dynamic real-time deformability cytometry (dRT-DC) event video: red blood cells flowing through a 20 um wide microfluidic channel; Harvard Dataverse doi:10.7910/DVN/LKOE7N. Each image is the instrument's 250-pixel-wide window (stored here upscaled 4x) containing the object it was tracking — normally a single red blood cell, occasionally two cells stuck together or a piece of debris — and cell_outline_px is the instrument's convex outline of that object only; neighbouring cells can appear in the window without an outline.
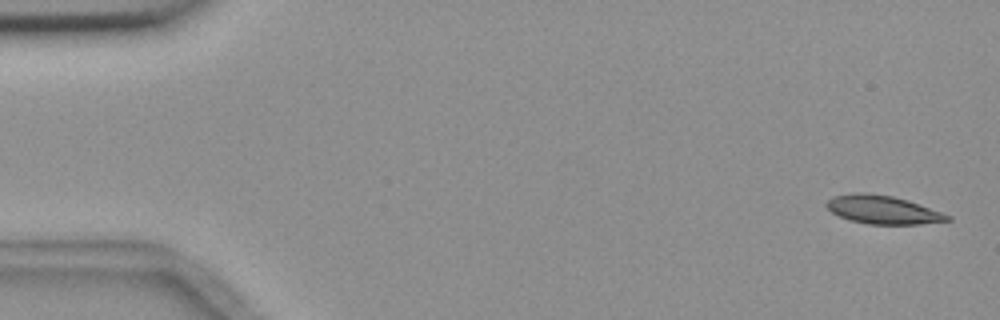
{"species": "common noctule bat (a hibernating species)", "species_latin": "Nyctalus noctula", "temperature_condition": "room temperature", "stored_images_in_passage": 5, "camera_frame_rate_fps": 3000, "um_per_image_px": 0.085, "animal": {"sex": "female", "body_mass_g": 18.4}, "frame": {"image": 1, "passage_image": 1, "time_ms": 0.0, "image_size_px": [1000, 320], "cell_outline_px": [[952, 220], [920, 224], [868, 224], [848, 220], [832, 212], [824, 204], [832, 196], [852, 192], [864, 192], [892, 196], [908, 200], [952, 216]], "centroid_in_image_um": [75.01, 17.82], "position_along_channel_um": 10.0, "area_um2": 20.06}}
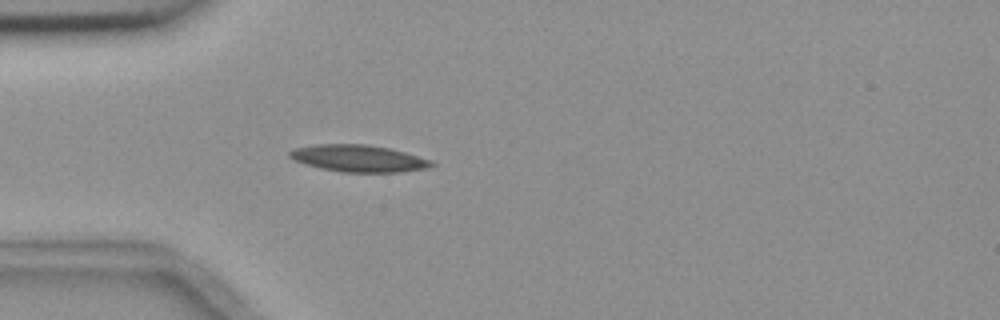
{"frame": {"image": 2, "passage_image": 5, "time_ms": 4.667, "image_size_px": [1000, 320], "cell_outline_px": [[436, 164], [428, 168], [400, 172], [340, 172], [320, 168], [304, 164], [288, 156], [288, 152], [296, 148], [316, 144], [364, 144], [388, 148], [404, 152], [432, 160]], "centroid_in_image_um": [30.48, 13.47], "position_along_channel_um": 54.5, "area_um2": 22.2}}